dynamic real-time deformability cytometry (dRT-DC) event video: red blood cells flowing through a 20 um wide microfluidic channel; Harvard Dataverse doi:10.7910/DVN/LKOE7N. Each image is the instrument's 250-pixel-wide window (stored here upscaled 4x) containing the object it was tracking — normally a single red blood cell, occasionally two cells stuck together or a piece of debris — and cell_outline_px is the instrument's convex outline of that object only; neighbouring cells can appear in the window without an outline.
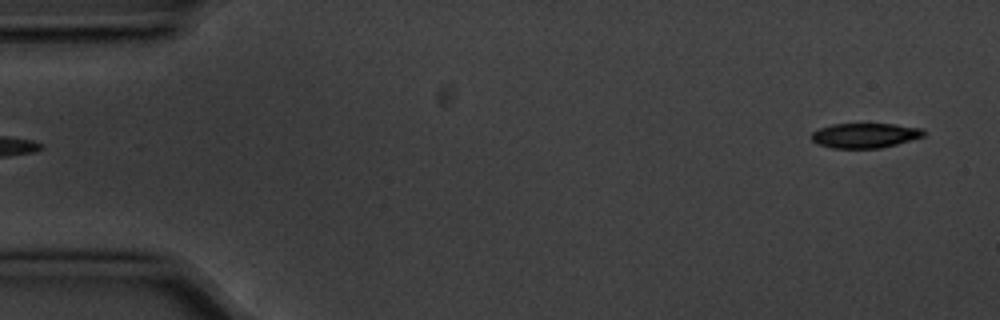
{"species": "common noctule bat (a hibernating species)", "species_latin": "Nyctalus noctula", "temperature_condition": "cold", "stored_images_in_passage": 4, "segment_of_instrument_passage": [2, 2], "camera_frame_rate_fps": 3000, "um_per_image_px": 0.085, "animal": {"sex": "male", "body_mass_g": 20.1, "forearm_length_mm": 53.5}, "frame": {"image": 1, "passage_image": 4, "time_ms": 1.0, "image_size_px": [1000, 320], "cell_outline_px": [[928, 132], [924, 136], [896, 144], [880, 148], [832, 148], [816, 144], [812, 140], [812, 132], [816, 128], [832, 124], [896, 124], [924, 128]], "centroid_in_image_um": [73.53, 11.5], "position_along_channel_um": 11.5, "area_um2": 16.47}}